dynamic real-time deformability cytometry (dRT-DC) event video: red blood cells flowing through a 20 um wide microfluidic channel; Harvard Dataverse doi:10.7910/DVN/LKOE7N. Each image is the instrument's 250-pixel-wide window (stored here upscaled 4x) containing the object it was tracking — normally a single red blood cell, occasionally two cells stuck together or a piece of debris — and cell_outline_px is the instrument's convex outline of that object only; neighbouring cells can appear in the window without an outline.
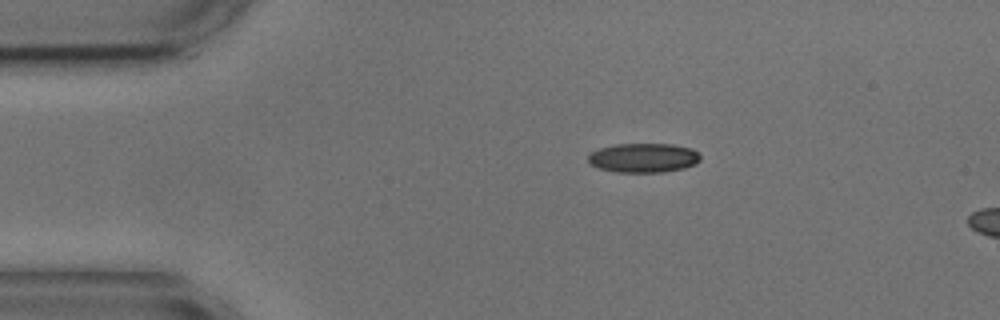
{"species": "common noctule bat (a hibernating species)", "species_latin": "Nyctalus noctula", "temperature_condition": "cold", "stored_images_in_passage": 6, "camera_frame_rate_fps": 3000, "um_per_image_px": 0.085, "animal": {"sex": "male", "body_mass_g": 17.9, "forearm_length_mm": 54.2}, "frame": {"image": 1, "passage_image": 1, "time_ms": 0.0, "image_size_px": [1000, 320], "cell_outline_px": [[700, 160], [696, 164], [684, 168], [664, 172], [616, 172], [600, 168], [592, 164], [588, 160], [588, 156], [592, 152], [600, 148], [616, 144], [672, 144], [692, 148], [700, 156]], "centroid_in_image_um": [54.73, 13.41], "position_along_channel_um": 30.3, "area_um2": 19.07}}